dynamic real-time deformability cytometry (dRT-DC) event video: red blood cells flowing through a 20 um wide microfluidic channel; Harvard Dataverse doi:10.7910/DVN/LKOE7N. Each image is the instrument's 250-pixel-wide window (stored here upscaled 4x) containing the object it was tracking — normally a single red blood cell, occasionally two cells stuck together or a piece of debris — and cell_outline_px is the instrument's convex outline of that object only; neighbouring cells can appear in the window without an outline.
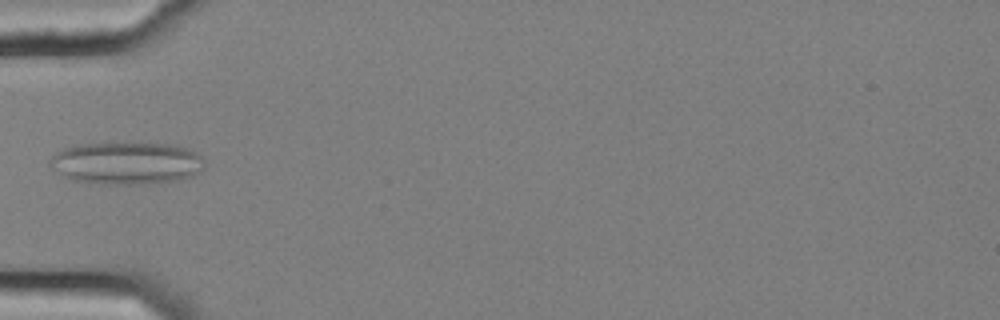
{"species": "common noctule bat (a hibernating species)", "species_latin": "Nyctalus noctula", "temperature_condition": "cold", "stored_images_in_passage": 37, "camera_frame_rate_fps": 3000, "um_per_image_px": 0.085, "animal": {"sex": "female", "body_mass_g": 25.1}, "frame": {"image": 1, "passage_image": 1, "time_ms": 0.0, "image_size_px": [1000, 320], "cell_outline_px": [[204, 168], [200, 172], [192, 176], [176, 180], [152, 184], [100, 184], [72, 180], [52, 168], [48, 164], [48, 160], [56, 152], [64, 148], [76, 144], [104, 140], [176, 144], [188, 148], [196, 152], [204, 160]], "centroid_in_image_um": [10.74, 13.81], "position_along_channel_um": 74.3, "area_um2": 39.71}}
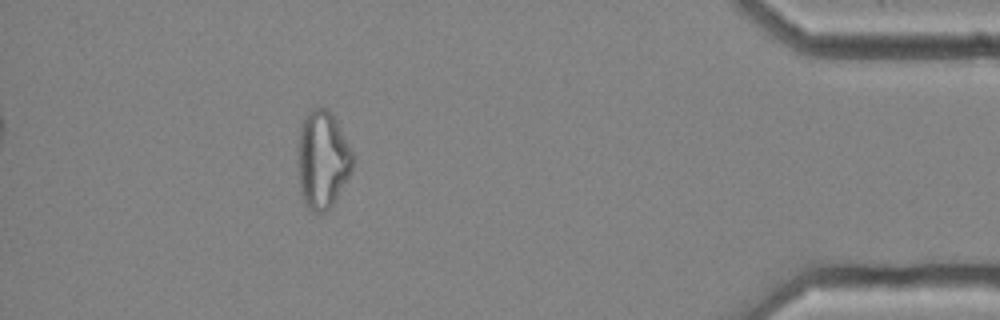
{"frame": {"image": 2, "passage_image": 32, "time_ms": 10.333, "image_size_px": [1000, 320], "cell_outline_px": [[352, 168], [348, 176], [332, 204], [324, 212], [308, 212], [300, 196], [296, 160], [296, 144], [300, 128], [304, 120], [312, 108], [324, 108], [336, 120], [352, 152]], "centroid_in_image_um": [27.33, 13.62], "position_along_channel_um": 407.9, "area_um2": 31.33}, "authors_computed_cell_mechanics": {"area_um2": 26.3568, "velocity_mm_per_s": 3.6687, "shape_relaxation_time_tau1_ms": null, "shape_relaxation_time_tau2_ms": 2.7698, "deformation_change_tau1": null, "deformation_change_tau2": 0.1258}}